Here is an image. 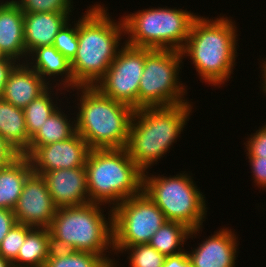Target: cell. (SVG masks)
Segmentation results:
<instances>
[{"mask_svg": "<svg viewBox=\"0 0 266 267\" xmlns=\"http://www.w3.org/2000/svg\"><path fill=\"white\" fill-rule=\"evenodd\" d=\"M113 249L121 255L130 246L148 244L166 221L163 212L143 190L113 209Z\"/></svg>", "mask_w": 266, "mask_h": 267, "instance_id": "30bf717a", "label": "cell"}, {"mask_svg": "<svg viewBox=\"0 0 266 267\" xmlns=\"http://www.w3.org/2000/svg\"><path fill=\"white\" fill-rule=\"evenodd\" d=\"M224 15L215 19L198 15L189 32L182 57H188L201 82L222 87L236 66L238 27ZM238 46V47H237Z\"/></svg>", "mask_w": 266, "mask_h": 267, "instance_id": "7a4b0ae2", "label": "cell"}, {"mask_svg": "<svg viewBox=\"0 0 266 267\" xmlns=\"http://www.w3.org/2000/svg\"><path fill=\"white\" fill-rule=\"evenodd\" d=\"M49 87L50 85L27 63H19L9 75L0 98L24 109Z\"/></svg>", "mask_w": 266, "mask_h": 267, "instance_id": "e0dca14e", "label": "cell"}, {"mask_svg": "<svg viewBox=\"0 0 266 267\" xmlns=\"http://www.w3.org/2000/svg\"><path fill=\"white\" fill-rule=\"evenodd\" d=\"M202 228L203 226L191 230L182 223L166 220L154 233L148 244L164 256L178 255L186 251L185 242L189 238L193 240L194 237L195 239L198 233L202 232Z\"/></svg>", "mask_w": 266, "mask_h": 267, "instance_id": "7402d4cb", "label": "cell"}, {"mask_svg": "<svg viewBox=\"0 0 266 267\" xmlns=\"http://www.w3.org/2000/svg\"><path fill=\"white\" fill-rule=\"evenodd\" d=\"M26 63L50 86L55 85L66 90L68 89L67 92H70L69 89H74V78L71 72L70 61L58 52L53 45L34 49L28 55Z\"/></svg>", "mask_w": 266, "mask_h": 267, "instance_id": "ac0fdd59", "label": "cell"}, {"mask_svg": "<svg viewBox=\"0 0 266 267\" xmlns=\"http://www.w3.org/2000/svg\"><path fill=\"white\" fill-rule=\"evenodd\" d=\"M250 169L253 175L252 180L260 189H266V158L248 157ZM264 188V189H263Z\"/></svg>", "mask_w": 266, "mask_h": 267, "instance_id": "1f68e13d", "label": "cell"}, {"mask_svg": "<svg viewBox=\"0 0 266 267\" xmlns=\"http://www.w3.org/2000/svg\"><path fill=\"white\" fill-rule=\"evenodd\" d=\"M76 133L90 149L125 148L134 109L103 95L94 86H78ZM80 93H79V92ZM80 95V96H79Z\"/></svg>", "mask_w": 266, "mask_h": 267, "instance_id": "277c9868", "label": "cell"}, {"mask_svg": "<svg viewBox=\"0 0 266 267\" xmlns=\"http://www.w3.org/2000/svg\"><path fill=\"white\" fill-rule=\"evenodd\" d=\"M70 118L58 108L41 128L30 138L28 150L23 154L29 157L37 148L58 141H65L76 133L75 117ZM72 119V121H71Z\"/></svg>", "mask_w": 266, "mask_h": 267, "instance_id": "44dd1931", "label": "cell"}, {"mask_svg": "<svg viewBox=\"0 0 266 267\" xmlns=\"http://www.w3.org/2000/svg\"><path fill=\"white\" fill-rule=\"evenodd\" d=\"M71 20L63 25L53 41V46L70 62L76 56L78 49V21H74L72 26L69 23Z\"/></svg>", "mask_w": 266, "mask_h": 267, "instance_id": "83f0119b", "label": "cell"}, {"mask_svg": "<svg viewBox=\"0 0 266 267\" xmlns=\"http://www.w3.org/2000/svg\"><path fill=\"white\" fill-rule=\"evenodd\" d=\"M179 50L153 49L146 57L138 90V109L188 103L187 87L179 76L183 65ZM185 96V97H184Z\"/></svg>", "mask_w": 266, "mask_h": 267, "instance_id": "9c48e42d", "label": "cell"}, {"mask_svg": "<svg viewBox=\"0 0 266 267\" xmlns=\"http://www.w3.org/2000/svg\"><path fill=\"white\" fill-rule=\"evenodd\" d=\"M23 13L73 12V0H13Z\"/></svg>", "mask_w": 266, "mask_h": 267, "instance_id": "f546056e", "label": "cell"}, {"mask_svg": "<svg viewBox=\"0 0 266 267\" xmlns=\"http://www.w3.org/2000/svg\"><path fill=\"white\" fill-rule=\"evenodd\" d=\"M118 261L114 259H107L105 260L99 267H117L119 264H117Z\"/></svg>", "mask_w": 266, "mask_h": 267, "instance_id": "74e56055", "label": "cell"}, {"mask_svg": "<svg viewBox=\"0 0 266 267\" xmlns=\"http://www.w3.org/2000/svg\"><path fill=\"white\" fill-rule=\"evenodd\" d=\"M85 168L92 203L108 204L113 209L142 191L143 171L125 148L90 149Z\"/></svg>", "mask_w": 266, "mask_h": 267, "instance_id": "8992f818", "label": "cell"}, {"mask_svg": "<svg viewBox=\"0 0 266 267\" xmlns=\"http://www.w3.org/2000/svg\"><path fill=\"white\" fill-rule=\"evenodd\" d=\"M103 6H89L78 18V49L70 62L73 92L78 86H95L116 58L121 44H125L121 42L125 35L122 18L116 22Z\"/></svg>", "mask_w": 266, "mask_h": 267, "instance_id": "6da1fadb", "label": "cell"}, {"mask_svg": "<svg viewBox=\"0 0 266 267\" xmlns=\"http://www.w3.org/2000/svg\"><path fill=\"white\" fill-rule=\"evenodd\" d=\"M0 135L23 155L30 143L24 111L0 98Z\"/></svg>", "mask_w": 266, "mask_h": 267, "instance_id": "603a6c76", "label": "cell"}, {"mask_svg": "<svg viewBox=\"0 0 266 267\" xmlns=\"http://www.w3.org/2000/svg\"><path fill=\"white\" fill-rule=\"evenodd\" d=\"M90 148L86 141L75 133L65 141H58L37 148L28 158L34 173L59 169L85 167Z\"/></svg>", "mask_w": 266, "mask_h": 267, "instance_id": "4fadbf2b", "label": "cell"}, {"mask_svg": "<svg viewBox=\"0 0 266 267\" xmlns=\"http://www.w3.org/2000/svg\"><path fill=\"white\" fill-rule=\"evenodd\" d=\"M53 88L56 89L57 86H50L43 94L31 101L23 109L27 133L30 138L38 131V129L41 128V125L46 122L47 118L50 117L61 106L60 104L57 105L59 103L57 102V99L59 98V92L57 91L60 90V94H66V92L62 93L63 90L68 91L63 88L60 89L59 87L55 91Z\"/></svg>", "mask_w": 266, "mask_h": 267, "instance_id": "d4e9b609", "label": "cell"}, {"mask_svg": "<svg viewBox=\"0 0 266 267\" xmlns=\"http://www.w3.org/2000/svg\"><path fill=\"white\" fill-rule=\"evenodd\" d=\"M32 228L21 223L14 224L0 244V255L13 262L17 258L27 233Z\"/></svg>", "mask_w": 266, "mask_h": 267, "instance_id": "f1b7e54d", "label": "cell"}, {"mask_svg": "<svg viewBox=\"0 0 266 267\" xmlns=\"http://www.w3.org/2000/svg\"><path fill=\"white\" fill-rule=\"evenodd\" d=\"M71 15L72 12L24 13V44L27 55L36 48L53 45L54 38L70 20Z\"/></svg>", "mask_w": 266, "mask_h": 267, "instance_id": "d6986e66", "label": "cell"}, {"mask_svg": "<svg viewBox=\"0 0 266 267\" xmlns=\"http://www.w3.org/2000/svg\"><path fill=\"white\" fill-rule=\"evenodd\" d=\"M198 16L177 7L138 10L122 16L125 44L138 48L181 51L188 39L191 25Z\"/></svg>", "mask_w": 266, "mask_h": 267, "instance_id": "52a82bcc", "label": "cell"}, {"mask_svg": "<svg viewBox=\"0 0 266 267\" xmlns=\"http://www.w3.org/2000/svg\"><path fill=\"white\" fill-rule=\"evenodd\" d=\"M14 224H16L14 212L9 209H0V244Z\"/></svg>", "mask_w": 266, "mask_h": 267, "instance_id": "e575fe53", "label": "cell"}, {"mask_svg": "<svg viewBox=\"0 0 266 267\" xmlns=\"http://www.w3.org/2000/svg\"><path fill=\"white\" fill-rule=\"evenodd\" d=\"M102 205L89 202L81 206L57 208L48 228L51 247L91 252L110 259L108 256L114 251L113 211L108 208L107 219ZM107 252L110 254L107 255Z\"/></svg>", "mask_w": 266, "mask_h": 267, "instance_id": "5b68a950", "label": "cell"}, {"mask_svg": "<svg viewBox=\"0 0 266 267\" xmlns=\"http://www.w3.org/2000/svg\"><path fill=\"white\" fill-rule=\"evenodd\" d=\"M163 267H193V265L187 251H184L178 255L166 256Z\"/></svg>", "mask_w": 266, "mask_h": 267, "instance_id": "d590c367", "label": "cell"}, {"mask_svg": "<svg viewBox=\"0 0 266 267\" xmlns=\"http://www.w3.org/2000/svg\"><path fill=\"white\" fill-rule=\"evenodd\" d=\"M20 154L0 135V170L9 166Z\"/></svg>", "mask_w": 266, "mask_h": 267, "instance_id": "d6a6232c", "label": "cell"}, {"mask_svg": "<svg viewBox=\"0 0 266 267\" xmlns=\"http://www.w3.org/2000/svg\"><path fill=\"white\" fill-rule=\"evenodd\" d=\"M48 228H32L21 245L13 267H44L51 251Z\"/></svg>", "mask_w": 266, "mask_h": 267, "instance_id": "cb8c5ba5", "label": "cell"}, {"mask_svg": "<svg viewBox=\"0 0 266 267\" xmlns=\"http://www.w3.org/2000/svg\"><path fill=\"white\" fill-rule=\"evenodd\" d=\"M0 49L19 63H26L24 13L13 0L0 1Z\"/></svg>", "mask_w": 266, "mask_h": 267, "instance_id": "2e32d148", "label": "cell"}, {"mask_svg": "<svg viewBox=\"0 0 266 267\" xmlns=\"http://www.w3.org/2000/svg\"><path fill=\"white\" fill-rule=\"evenodd\" d=\"M33 172L30 160L20 155L0 170V209L15 208L27 177Z\"/></svg>", "mask_w": 266, "mask_h": 267, "instance_id": "ffe728a7", "label": "cell"}, {"mask_svg": "<svg viewBox=\"0 0 266 267\" xmlns=\"http://www.w3.org/2000/svg\"><path fill=\"white\" fill-rule=\"evenodd\" d=\"M42 176L57 208L81 206L90 202L85 167L51 170Z\"/></svg>", "mask_w": 266, "mask_h": 267, "instance_id": "9a60e30c", "label": "cell"}, {"mask_svg": "<svg viewBox=\"0 0 266 267\" xmlns=\"http://www.w3.org/2000/svg\"><path fill=\"white\" fill-rule=\"evenodd\" d=\"M219 229L201 241L202 243L192 251H187L193 267H236L235 260L239 252L238 236L231 228Z\"/></svg>", "mask_w": 266, "mask_h": 267, "instance_id": "5bb4252c", "label": "cell"}, {"mask_svg": "<svg viewBox=\"0 0 266 267\" xmlns=\"http://www.w3.org/2000/svg\"><path fill=\"white\" fill-rule=\"evenodd\" d=\"M245 151L248 157L266 158V123L261 126L244 142ZM247 149V150H246Z\"/></svg>", "mask_w": 266, "mask_h": 267, "instance_id": "4dcf8cb0", "label": "cell"}, {"mask_svg": "<svg viewBox=\"0 0 266 267\" xmlns=\"http://www.w3.org/2000/svg\"><path fill=\"white\" fill-rule=\"evenodd\" d=\"M182 172L167 177L148 175L145 171L142 190L159 207L166 220L182 223L191 230L197 229L206 219L207 201L192 179L194 177Z\"/></svg>", "mask_w": 266, "mask_h": 267, "instance_id": "ba28073f", "label": "cell"}, {"mask_svg": "<svg viewBox=\"0 0 266 267\" xmlns=\"http://www.w3.org/2000/svg\"><path fill=\"white\" fill-rule=\"evenodd\" d=\"M152 50L122 45L107 72L94 87L103 95L138 109V90L145 57Z\"/></svg>", "mask_w": 266, "mask_h": 267, "instance_id": "8fae6325", "label": "cell"}, {"mask_svg": "<svg viewBox=\"0 0 266 267\" xmlns=\"http://www.w3.org/2000/svg\"><path fill=\"white\" fill-rule=\"evenodd\" d=\"M56 210L46 180L42 175L32 172L25 180L13 209L16 223L33 228H49Z\"/></svg>", "mask_w": 266, "mask_h": 267, "instance_id": "7c38bea8", "label": "cell"}, {"mask_svg": "<svg viewBox=\"0 0 266 267\" xmlns=\"http://www.w3.org/2000/svg\"><path fill=\"white\" fill-rule=\"evenodd\" d=\"M19 62L11 57H6L0 61V97L3 93L4 86L9 78V75Z\"/></svg>", "mask_w": 266, "mask_h": 267, "instance_id": "836d02e7", "label": "cell"}, {"mask_svg": "<svg viewBox=\"0 0 266 267\" xmlns=\"http://www.w3.org/2000/svg\"><path fill=\"white\" fill-rule=\"evenodd\" d=\"M264 60H262L263 63L260 65V67H261L260 74L262 73L261 79L263 80L262 81L263 83H261V88H262V91L264 92V94H266V59H264Z\"/></svg>", "mask_w": 266, "mask_h": 267, "instance_id": "8d00e7d4", "label": "cell"}, {"mask_svg": "<svg viewBox=\"0 0 266 267\" xmlns=\"http://www.w3.org/2000/svg\"><path fill=\"white\" fill-rule=\"evenodd\" d=\"M124 252L129 255L127 259L131 267H163L166 259V256L149 244L130 246Z\"/></svg>", "mask_w": 266, "mask_h": 267, "instance_id": "4316f807", "label": "cell"}, {"mask_svg": "<svg viewBox=\"0 0 266 267\" xmlns=\"http://www.w3.org/2000/svg\"><path fill=\"white\" fill-rule=\"evenodd\" d=\"M105 260L91 252L52 248L44 267H99Z\"/></svg>", "mask_w": 266, "mask_h": 267, "instance_id": "484cf974", "label": "cell"}, {"mask_svg": "<svg viewBox=\"0 0 266 267\" xmlns=\"http://www.w3.org/2000/svg\"><path fill=\"white\" fill-rule=\"evenodd\" d=\"M0 267H13V263L0 255Z\"/></svg>", "mask_w": 266, "mask_h": 267, "instance_id": "f35d334b", "label": "cell"}, {"mask_svg": "<svg viewBox=\"0 0 266 267\" xmlns=\"http://www.w3.org/2000/svg\"><path fill=\"white\" fill-rule=\"evenodd\" d=\"M190 102L136 109L125 149L143 171H149L176 143L192 114ZM149 168V169H148Z\"/></svg>", "mask_w": 266, "mask_h": 267, "instance_id": "3957f363", "label": "cell"}, {"mask_svg": "<svg viewBox=\"0 0 266 267\" xmlns=\"http://www.w3.org/2000/svg\"><path fill=\"white\" fill-rule=\"evenodd\" d=\"M7 56L4 54V52L0 49V61L5 59Z\"/></svg>", "mask_w": 266, "mask_h": 267, "instance_id": "ab89813d", "label": "cell"}]
</instances>
